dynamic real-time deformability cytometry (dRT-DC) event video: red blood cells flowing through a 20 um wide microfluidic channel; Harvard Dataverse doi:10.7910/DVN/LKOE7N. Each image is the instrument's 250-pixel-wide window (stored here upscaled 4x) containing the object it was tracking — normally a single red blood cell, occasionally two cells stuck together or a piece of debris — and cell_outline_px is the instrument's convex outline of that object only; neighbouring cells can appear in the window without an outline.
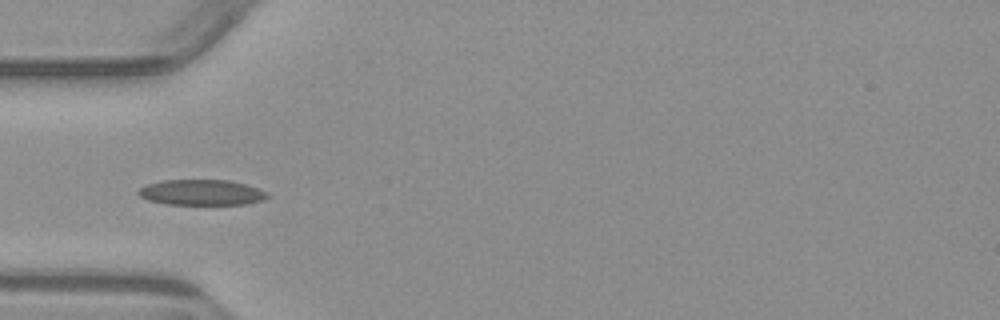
{"species": "common noctule bat (a hibernating species)", "species_latin": "Nyctalus noctula", "temperature_condition": "warm", "stored_images_in_passage": 3, "camera_frame_rate_fps": 3000, "um_per_image_px": 0.085, "animal": {"sex": "male", "body_mass_g": 23.1, "forearm_length_mm": 52.7}, "frame": {"image": 1, "passage_image": 3, "time_ms": 3.333, "image_size_px": [1000, 320], "cell_outline_px": [[272, 196], [264, 200], [244, 204], [164, 204], [148, 200], [140, 196], [136, 192], [140, 188], [148, 184], [164, 180], [228, 180], [244, 184], [268, 192]], "centroid_in_image_um": [17.15, 16.36], "position_along_channel_um": 67.9, "area_um2": 19.19}}